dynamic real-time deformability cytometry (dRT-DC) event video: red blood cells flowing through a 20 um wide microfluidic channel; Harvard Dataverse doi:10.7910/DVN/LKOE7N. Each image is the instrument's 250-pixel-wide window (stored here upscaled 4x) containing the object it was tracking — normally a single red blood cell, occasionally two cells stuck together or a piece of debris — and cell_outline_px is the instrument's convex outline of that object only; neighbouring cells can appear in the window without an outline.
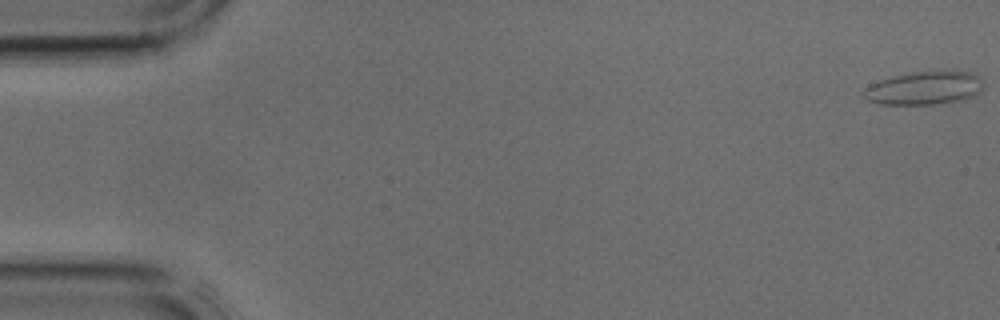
{"species": "common noctule bat (a hibernating species)", "species_latin": "Nyctalus noctula", "temperature_condition": "cold", "stored_images_in_passage": 42, "camera_frame_rate_fps": 3000, "um_per_image_px": 0.085, "animal": {"sex": "male", "body_mass_g": 17.9, "forearm_length_mm": 54.2}, "frame": {"image": 1, "passage_image": 1, "time_ms": 0.0, "image_size_px": [1000, 320], "cell_outline_px": [[984, 88], [980, 92], [964, 100], [944, 104], [880, 104], [864, 100], [864, 88], [868, 84], [892, 76], [912, 72], [972, 72], [980, 76], [984, 80]], "centroid_in_image_um": [78.58, 7.5], "position_along_channel_um": 6.4, "area_um2": 23.52}}
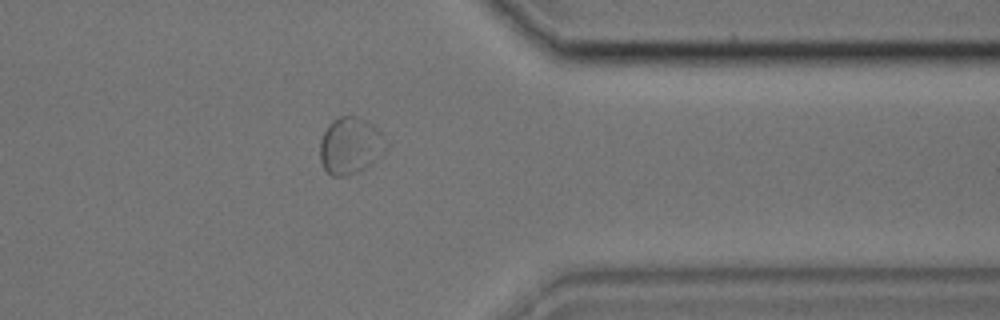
{"frame": {"image": 2, "passage_image": 34, "time_ms": 11.0, "image_size_px": [1000, 320], "cell_outline_px": [[388, 148], [372, 164], [356, 172], [344, 176], [332, 176], [324, 168], [320, 160], [320, 140], [328, 124], [332, 120], [340, 116], [360, 116], [372, 124], [380, 132], [388, 144]], "centroid_in_image_um": [29.78, 12.37], "position_along_channel_um": 381.6, "area_um2": 21.96}}
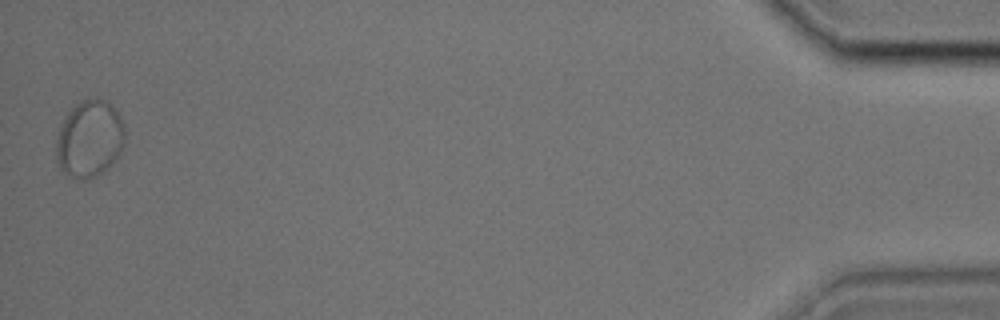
{"frame": {"image": 3, "passage_image": 42, "time_ms": 13.667, "image_size_px": [1000, 320], "cell_outline_px": [[124, 144], [108, 168], [84, 180], [80, 180], [64, 172], [60, 168], [56, 156], [56, 140], [60, 124], [68, 112], [80, 100], [96, 96], [108, 100], [112, 104], [120, 116], [124, 124]], "centroid_in_image_um": [7.6, 11.73], "position_along_channel_um": 427.6, "area_um2": 30.92}}